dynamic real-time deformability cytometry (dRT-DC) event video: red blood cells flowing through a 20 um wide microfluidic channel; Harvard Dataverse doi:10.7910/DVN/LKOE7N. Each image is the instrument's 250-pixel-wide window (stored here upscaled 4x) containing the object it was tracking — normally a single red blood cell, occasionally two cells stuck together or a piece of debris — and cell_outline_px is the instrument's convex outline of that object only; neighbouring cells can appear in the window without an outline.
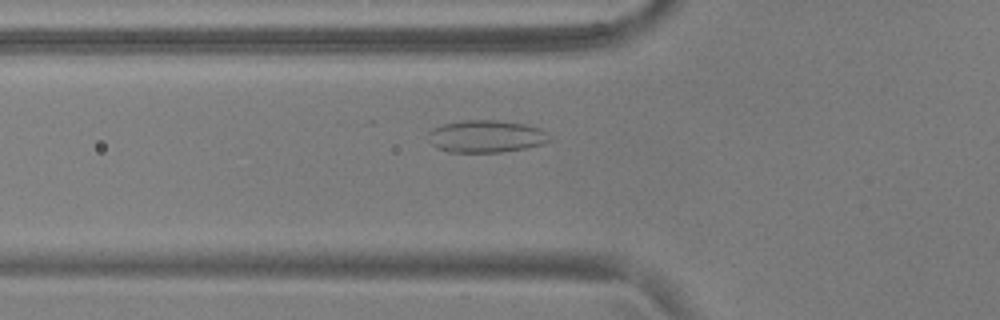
{"species": "common noctule bat (a hibernating species)", "species_latin": "Nyctalus noctula", "temperature_condition": "warm", "stored_images_in_passage": 47, "camera_frame_rate_fps": 3000, "um_per_image_px": 0.085, "animal": {"sex": "male", "body_mass_g": 17.9, "forearm_length_mm": 54.2}, "frame": {"image": 1, "passage_image": 12, "time_ms": 3.667, "image_size_px": [1000, 320], "cell_outline_px": [[552, 140], [544, 144], [528, 148], [500, 152], [448, 152], [436, 148], [428, 140], [428, 132], [432, 128], [444, 124], [464, 120], [496, 120], [524, 124], [540, 128], [548, 132]], "centroid_in_image_um": [41.34, 11.6], "position_along_channel_um": 84.5, "area_um2": 23.12}}
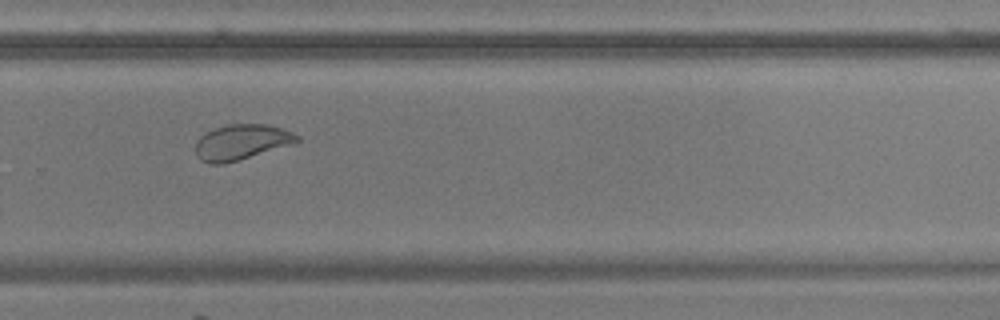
{"frame": {"image": 2, "passage_image": 30, "time_ms": 9.667, "image_size_px": [1000, 320], "cell_outline_px": [[300, 140], [296, 144], [224, 164], [212, 164], [200, 160], [196, 156], [196, 140], [200, 136], [216, 128], [228, 124], [268, 124], [292, 132], [300, 136]], "centroid_in_image_um": [20.56, 12.09], "position_along_channel_um": 309.2, "area_um2": 21.1}}
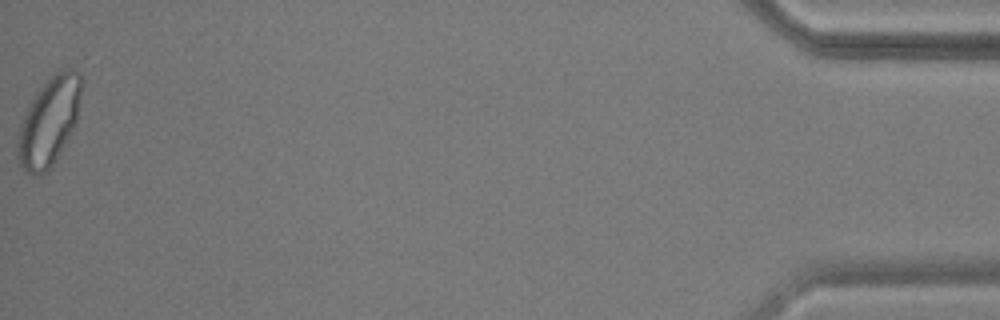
{"frame": {"image": 3, "passage_image": 47, "time_ms": 15.333, "image_size_px": [1000, 320], "cell_outline_px": [[80, 96], [76, 120], [72, 128], [52, 164], [40, 176], [32, 176], [20, 164], [16, 148], [16, 144], [20, 124], [32, 100], [40, 88], [60, 68], [72, 68], [80, 72]], "centroid_in_image_um": [4.14, 10.31], "position_along_channel_um": 431.1, "area_um2": 31.73}, "authors_computed_cell_mechanics": {"area_um2": 23.6402, "velocity_mm_per_s": 3.7567, "shape_relaxation_time_tau1_ms": 6.0799, "shape_relaxation_time_tau2_ms": null, "deformation_change_tau1": 0.1387, "deformation_change_tau2": null}}